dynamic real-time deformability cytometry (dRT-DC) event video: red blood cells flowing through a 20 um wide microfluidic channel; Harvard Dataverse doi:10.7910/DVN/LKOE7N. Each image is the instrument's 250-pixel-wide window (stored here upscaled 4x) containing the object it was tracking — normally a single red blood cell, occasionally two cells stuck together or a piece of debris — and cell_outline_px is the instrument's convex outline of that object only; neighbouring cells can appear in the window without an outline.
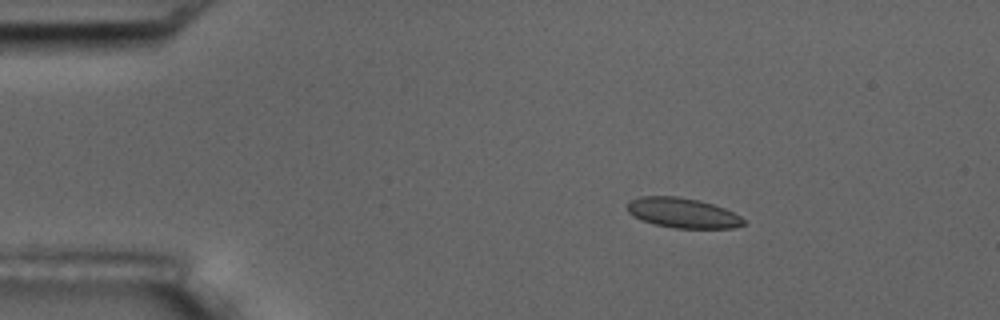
{"species": "common noctule bat (a hibernating species)", "species_latin": "Nyctalus noctula", "temperature_condition": "room temperature", "stored_images_in_passage": 4, "camera_frame_rate_fps": 3000, "um_per_image_px": 0.085, "animal": {"sex": "male", "body_mass_g": 17.5, "forearm_length_mm": 52.3}, "frame": {"image": 1, "passage_image": 2, "time_ms": 1.333, "image_size_px": [1000, 320], "cell_outline_px": [[744, 224], [736, 228], [676, 228], [656, 224], [644, 220], [628, 212], [628, 200], [640, 196], [680, 196], [700, 200], [724, 208], [740, 216], [744, 220]], "centroid_in_image_um": [58.04, 18.08], "position_along_channel_um": 27.0, "area_um2": 20.17}}